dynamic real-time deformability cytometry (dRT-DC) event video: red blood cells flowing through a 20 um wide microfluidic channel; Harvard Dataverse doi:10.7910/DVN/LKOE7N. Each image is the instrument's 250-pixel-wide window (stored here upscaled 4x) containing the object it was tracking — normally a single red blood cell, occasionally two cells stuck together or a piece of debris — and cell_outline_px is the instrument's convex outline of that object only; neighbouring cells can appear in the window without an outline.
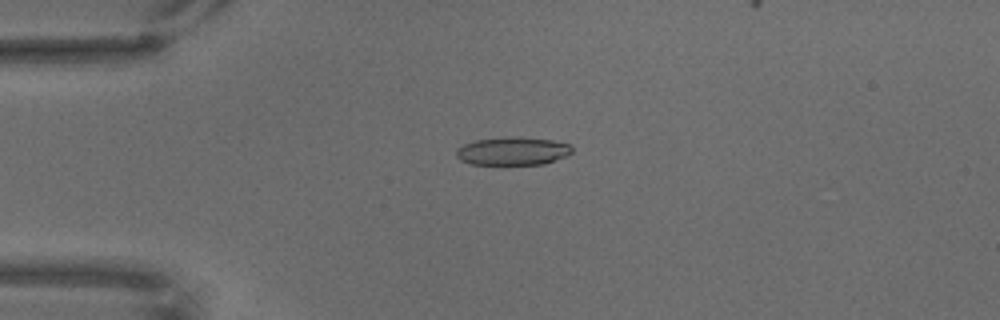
{"species": "common noctule bat (a hibernating species)", "species_latin": "Nyctalus noctula", "temperature_condition": "warm", "stored_images_in_passage": 57, "camera_frame_rate_fps": 3000, "um_per_image_px": 0.085, "animal": {"sex": "male", "body_mass_g": 18.8}, "frame": {"image": 1, "passage_image": 8, "time_ms": 2.333, "image_size_px": [1000, 320], "cell_outline_px": [[572, 152], [568, 156], [544, 164], [472, 164], [460, 160], [456, 156], [456, 148], [464, 144], [476, 140], [508, 136], [552, 140], [568, 144], [572, 148]], "centroid_in_image_um": [43.57, 12.84], "position_along_channel_um": 41.4, "area_um2": 18.96}}
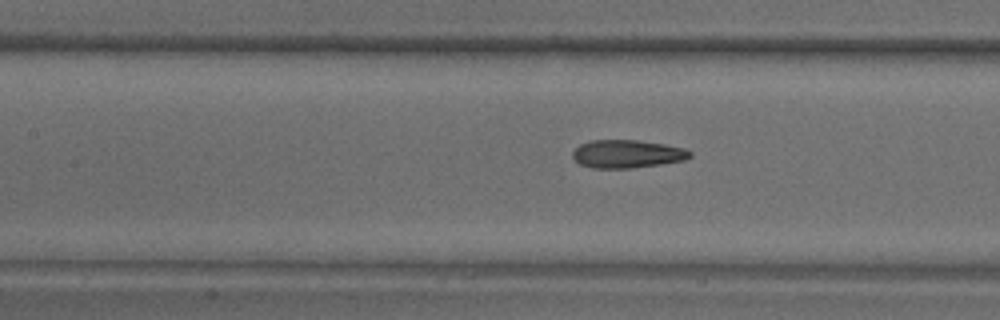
{"frame": {"image": 2, "passage_image": 22, "time_ms": 7.0, "image_size_px": [1000, 320], "cell_outline_px": [[692, 156], [684, 160], [660, 164], [632, 168], [592, 168], [580, 164], [572, 156], [572, 152], [580, 144], [592, 140], [636, 140], [664, 144], [684, 148], [692, 152]], "centroid_in_image_um": [53.31, 13.08], "position_along_channel_um": 154.1, "area_um2": 19.13}}
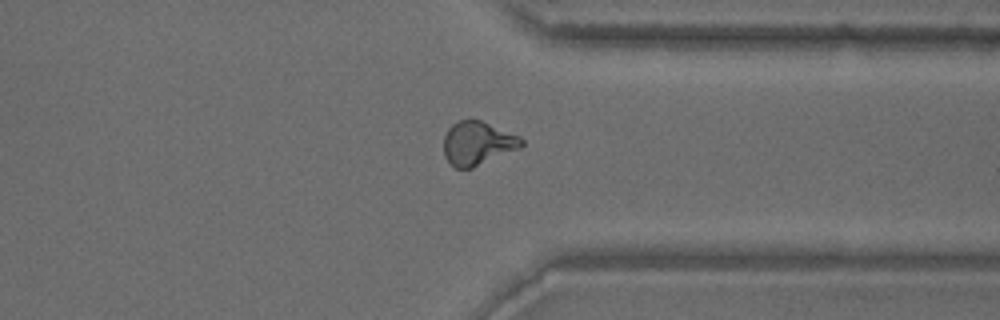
{"frame": {"image": 3, "passage_image": 44, "time_ms": 14.333, "image_size_px": [1000, 320], "cell_outline_px": [[524, 144], [520, 148], [472, 168], [456, 168], [448, 164], [444, 156], [444, 136], [448, 128], [452, 124], [460, 120], [480, 120], [520, 136], [524, 140]], "centroid_in_image_um": [40.58, 12.19], "position_along_channel_um": 370.8, "area_um2": 19.83}}